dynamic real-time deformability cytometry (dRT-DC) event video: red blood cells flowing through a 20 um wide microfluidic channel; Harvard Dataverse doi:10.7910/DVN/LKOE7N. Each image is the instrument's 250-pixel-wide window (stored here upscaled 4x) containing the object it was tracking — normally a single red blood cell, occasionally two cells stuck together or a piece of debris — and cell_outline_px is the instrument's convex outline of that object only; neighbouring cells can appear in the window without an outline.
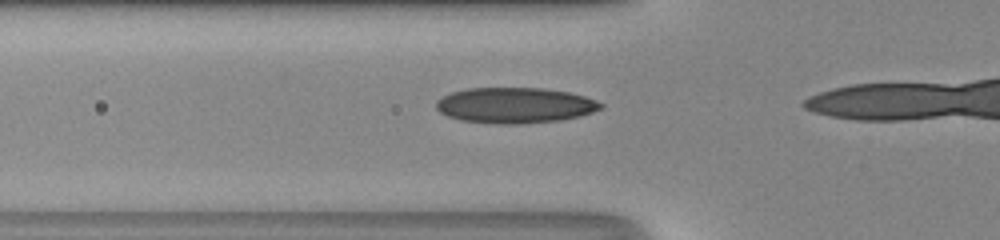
{"species": "human", "species_latin": "Homo sapiens", "temperature_condition": "room temperature", "stored_images_in_passage": 21, "camera_frame_rate_fps": 3000, "um_per_image_px": 0.085, "donor": {"sex": "male"}, "frame": {"image": 1, "passage_image": 14, "time_ms": 4.333, "image_size_px": [1000, 240], "cell_outline_px": [[604, 108], [580, 116], [560, 120], [520, 124], [500, 124], [460, 120], [448, 116], [440, 112], [436, 108], [436, 100], [452, 92], [468, 88], [544, 88], [568, 92], [584, 96], [596, 100], [604, 104]], "centroid_in_image_um": [43.79, 8.95], "position_along_channel_um": 82.0, "area_um2": 34.22}}
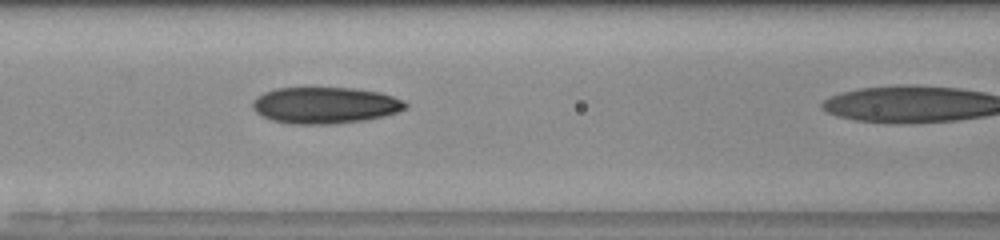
{"frame": {"image": 2, "passage_image": 18, "time_ms": 5.667, "image_size_px": [1000, 240], "cell_outline_px": [[408, 108], [384, 116], [364, 120], [336, 124], [288, 124], [272, 120], [256, 112], [252, 108], [252, 100], [256, 96], [264, 92], [276, 88], [352, 88], [380, 92], [404, 100], [408, 104]], "centroid_in_image_um": [27.63, 8.95], "position_along_channel_um": 139.0, "area_um2": 32.66}}